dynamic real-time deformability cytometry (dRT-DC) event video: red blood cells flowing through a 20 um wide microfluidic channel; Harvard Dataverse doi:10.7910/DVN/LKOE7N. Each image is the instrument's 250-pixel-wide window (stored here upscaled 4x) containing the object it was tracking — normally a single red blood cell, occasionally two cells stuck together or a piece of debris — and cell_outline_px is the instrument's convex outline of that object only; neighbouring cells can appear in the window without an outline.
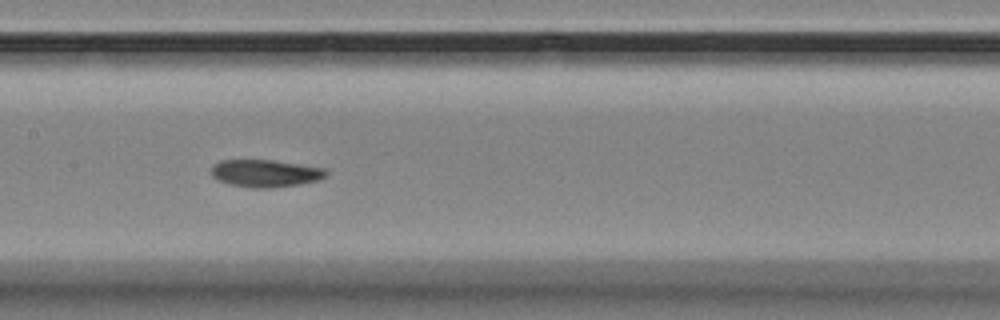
{"species": "Egyptian fruit bat (a non-hibernating species)", "species_latin": "Rousettus aegyptiacus", "temperature_condition": "room temperature", "stored_images_in_passage": 10, "camera_frame_rate_fps": 3000, "um_per_image_px": 0.085, "animal": {"sex": "female"}, "frame": {"image": 1, "passage_image": 7, "time_ms": 6.667, "image_size_px": [1000, 320], "cell_outline_px": [[328, 172], [320, 180], [300, 184], [268, 188], [252, 188], [228, 184], [216, 180], [212, 176], [212, 168], [220, 160], [272, 160], [324, 168]], "centroid_in_image_um": [22.54, 14.74], "position_along_channel_um": 184.9, "area_um2": 18.26}}
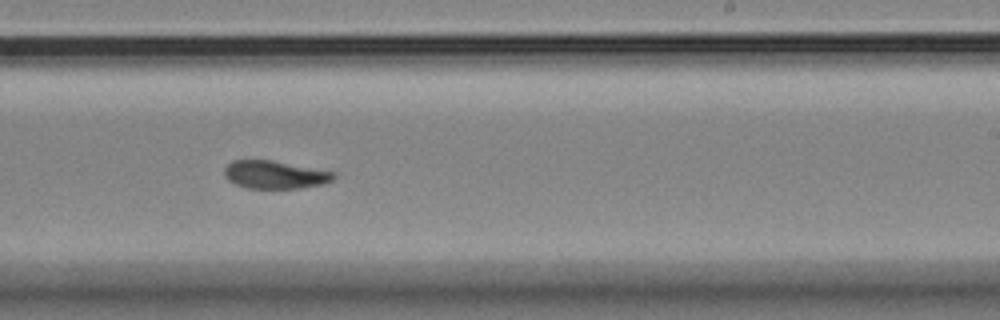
{"frame": {"image": 2, "passage_image": 9, "time_ms": 9.0, "image_size_px": [1000, 320], "cell_outline_px": [[336, 176], [328, 184], [300, 188], [248, 188], [236, 184], [228, 180], [224, 176], [224, 168], [232, 160], [272, 160], [336, 172]], "centroid_in_image_um": [23.4, 14.85], "position_along_channel_um": 265.6, "area_um2": 17.98}}
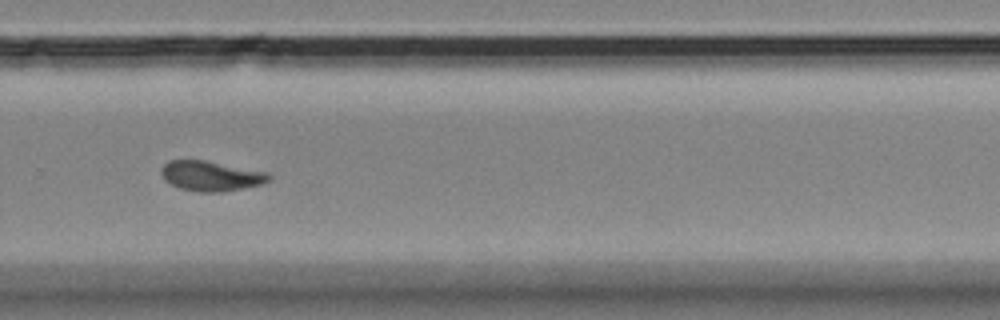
{"frame": {"image": 3, "passage_image": 10, "time_ms": 10.333, "image_size_px": [1000, 320], "cell_outline_px": [[272, 176], [264, 184], [244, 188], [220, 192], [200, 192], [180, 188], [164, 180], [160, 172], [160, 168], [168, 160], [204, 160], [268, 172]], "centroid_in_image_um": [17.93, 14.95], "position_along_channel_um": 311.9, "area_um2": 18.9}}